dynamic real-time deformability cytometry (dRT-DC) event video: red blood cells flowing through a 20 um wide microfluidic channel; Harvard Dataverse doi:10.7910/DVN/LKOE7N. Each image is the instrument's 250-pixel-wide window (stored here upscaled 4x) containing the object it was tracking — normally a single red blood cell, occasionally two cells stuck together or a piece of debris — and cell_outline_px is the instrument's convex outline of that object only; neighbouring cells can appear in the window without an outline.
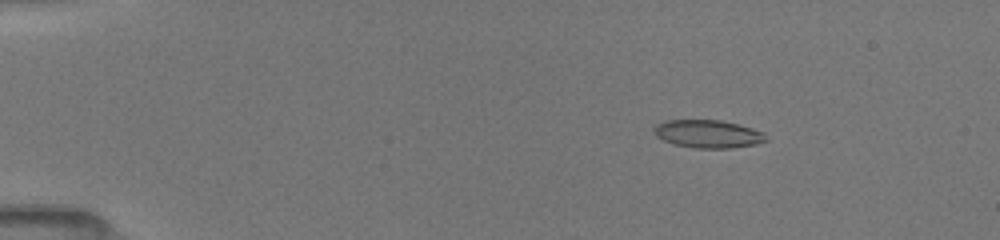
{"species": "common noctule bat (a hibernating species)", "species_latin": "Nyctalus noctula", "temperature_condition": "room temperature", "stored_images_in_passage": 34, "camera_frame_rate_fps": 3000, "um_per_image_px": 0.085, "animal": {"sex": "female", "body_mass_g": 19.5, "forearm_length_mm": 54.1}, "frame": {"image": 1, "passage_image": 9, "time_ms": 2.667, "image_size_px": [1000, 240], "cell_outline_px": [[768, 140], [756, 144], [732, 148], [696, 148], [676, 144], [664, 140], [656, 136], [652, 128], [656, 124], [664, 120], [720, 120], [740, 124], [764, 132]], "centroid_in_image_um": [60.19, 11.37], "position_along_channel_um": 24.8, "area_um2": 18.32}}
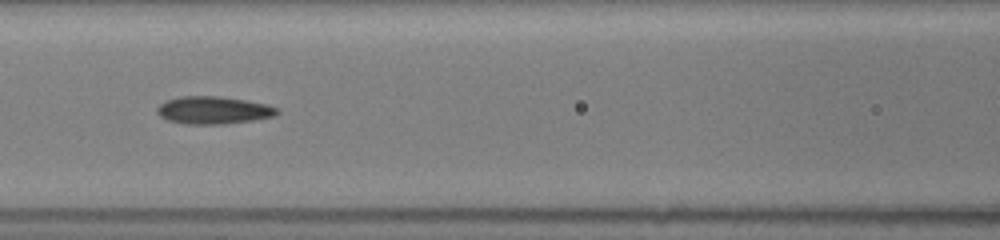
{"frame": {"image": 2, "passage_image": 23, "time_ms": 8.0, "image_size_px": [1000, 240], "cell_outline_px": [[280, 112], [272, 116], [252, 120], [224, 124], [184, 124], [168, 120], [160, 116], [156, 112], [156, 108], [160, 104], [168, 100], [180, 96], [220, 96], [268, 104], [280, 108]], "centroid_in_image_um": [18.14, 9.36], "position_along_channel_um": 148.5, "area_um2": 19.31}}
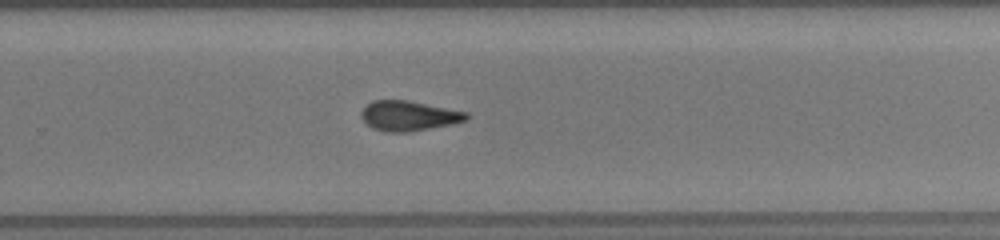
{"frame": {"image": 3, "passage_image": 34, "time_ms": 11.667, "image_size_px": [1000, 240], "cell_outline_px": [[468, 120], [452, 124], [408, 132], [384, 132], [372, 128], [360, 116], [360, 112], [372, 100], [408, 100], [468, 112]], "centroid_in_image_um": [34.74, 9.84], "position_along_channel_um": 295.1, "area_um2": 18.38}}